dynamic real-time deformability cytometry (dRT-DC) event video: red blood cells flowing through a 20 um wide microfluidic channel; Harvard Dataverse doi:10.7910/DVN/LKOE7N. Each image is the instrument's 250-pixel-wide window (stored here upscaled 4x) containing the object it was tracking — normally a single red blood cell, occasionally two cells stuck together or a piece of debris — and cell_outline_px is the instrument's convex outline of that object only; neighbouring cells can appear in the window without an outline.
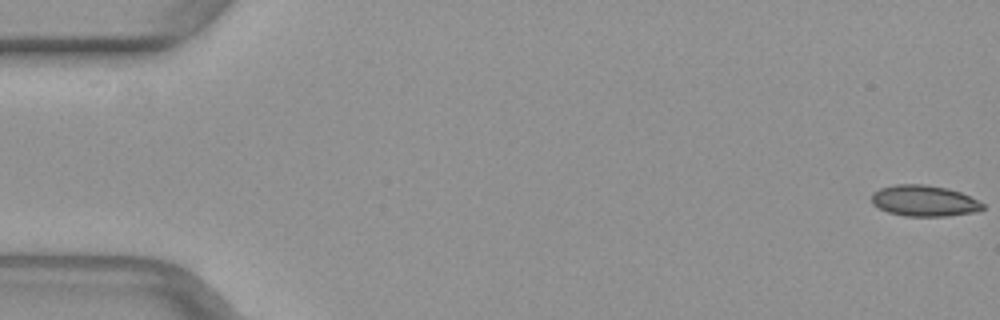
{"species": "common noctule bat (a hibernating species)", "species_latin": "Nyctalus noctula", "temperature_condition": "warm", "stored_images_in_passage": 51, "camera_frame_rate_fps": 3000, "um_per_image_px": 0.085, "animal": {"sex": "female", "body_mass_g": 29.2, "forearm_length_mm": 56.3}, "frame": {"image": 1, "passage_image": 1, "time_ms": 0.0, "image_size_px": [1000, 320], "cell_outline_px": [[984, 208], [972, 212], [948, 216], [904, 216], [888, 212], [872, 204], [872, 192], [880, 188], [896, 184], [924, 184], [948, 188], [960, 192], [984, 204]], "centroid_in_image_um": [78.51, 17.06], "position_along_channel_um": 6.5, "area_um2": 20.0}}
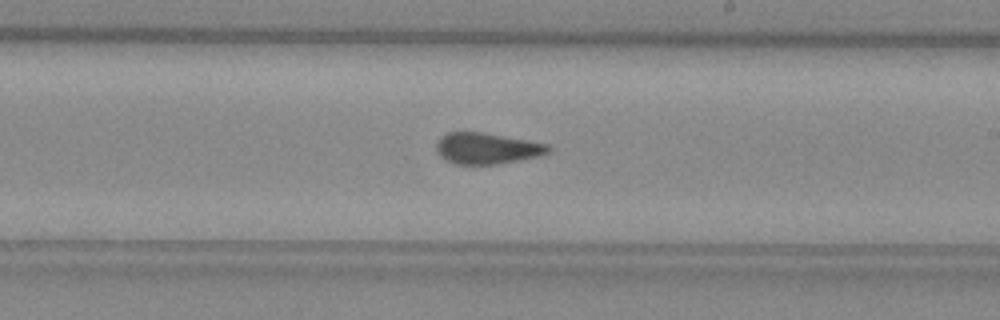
{"frame": {"image": 2, "passage_image": 30, "time_ms": 9.667, "image_size_px": [1000, 320], "cell_outline_px": [[552, 148], [548, 152], [540, 156], [520, 160], [496, 164], [456, 164], [444, 160], [436, 152], [436, 144], [440, 136], [448, 132], [484, 132], [548, 144]], "centroid_in_image_um": [41.36, 12.61], "position_along_channel_um": 247.6, "area_um2": 20.46}}
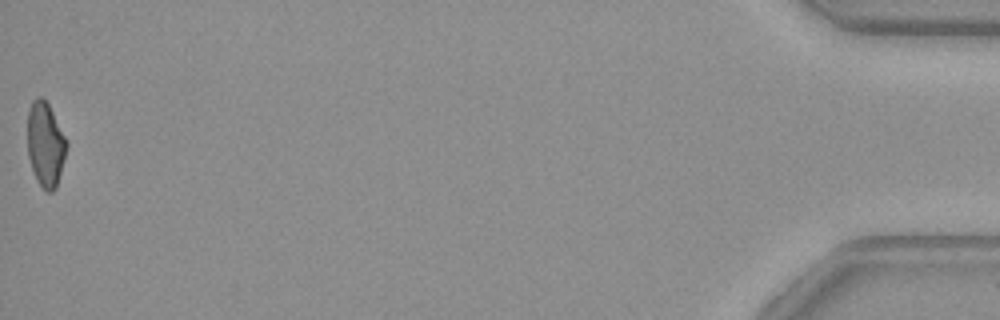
{"frame": {"image": 3, "passage_image": 51, "time_ms": 16.667, "image_size_px": [1000, 320], "cell_outline_px": [[68, 144], [56, 188], [52, 192], [48, 192], [36, 180], [28, 156], [28, 112], [32, 100], [36, 96], [40, 96], [48, 104]], "centroid_in_image_um": [3.85, 12.27], "position_along_channel_um": 431.4, "area_um2": 18.9}}